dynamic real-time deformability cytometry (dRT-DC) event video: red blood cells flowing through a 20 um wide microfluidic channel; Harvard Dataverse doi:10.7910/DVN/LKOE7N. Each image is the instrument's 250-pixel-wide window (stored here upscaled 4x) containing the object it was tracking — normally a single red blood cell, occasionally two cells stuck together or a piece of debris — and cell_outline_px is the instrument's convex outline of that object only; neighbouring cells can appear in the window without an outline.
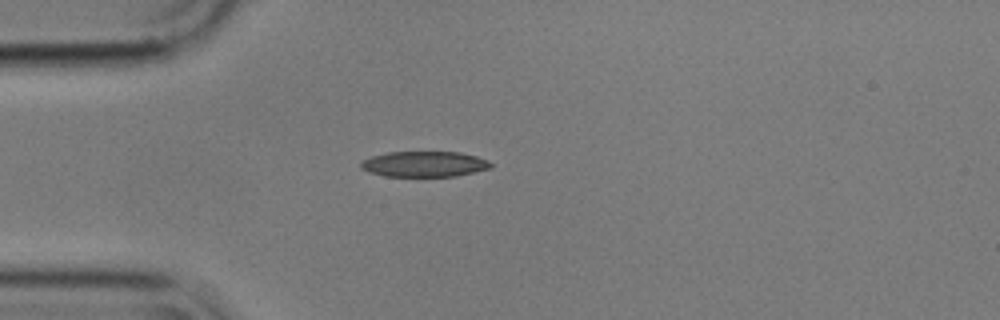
{"species": "common noctule bat (a hibernating species)", "species_latin": "Nyctalus noctula", "temperature_condition": "cold", "stored_images_in_passage": 3, "camera_frame_rate_fps": 3000, "um_per_image_px": 0.085, "animal": {"sex": "male", "body_mass_g": 17.9}, "frame": {"image": 1, "passage_image": 3, "time_ms": 0.667, "image_size_px": [1000, 320], "cell_outline_px": [[492, 168], [456, 176], [384, 176], [368, 172], [360, 168], [360, 160], [372, 156], [388, 152], [460, 152], [476, 156], [488, 160], [492, 164]], "centroid_in_image_um": [36.04, 13.94], "position_along_channel_um": 49.0, "area_um2": 19.48}}